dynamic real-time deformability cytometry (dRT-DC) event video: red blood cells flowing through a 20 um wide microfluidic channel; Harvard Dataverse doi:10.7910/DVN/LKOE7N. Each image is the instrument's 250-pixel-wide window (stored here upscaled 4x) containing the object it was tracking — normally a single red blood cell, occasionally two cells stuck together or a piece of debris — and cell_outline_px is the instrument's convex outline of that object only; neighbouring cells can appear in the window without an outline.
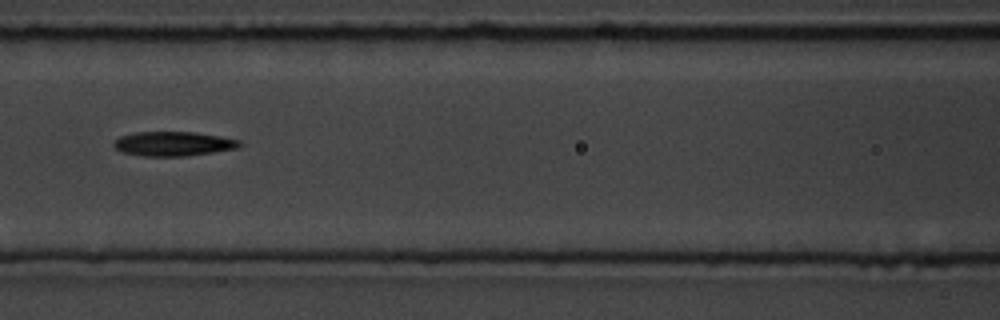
{"species": "common noctule bat (a hibernating species)", "species_latin": "Nyctalus noctula", "temperature_condition": "room temperature", "stored_images_in_passage": 14, "camera_frame_rate_fps": 3000, "um_per_image_px": 0.085, "animal": {"sex": "male", "body_mass_g": 19.5, "forearm_length_mm": 54.6}, "frame": {"image": 1, "passage_image": 7, "time_ms": 7.0, "image_size_px": [1000, 320], "cell_outline_px": [[244, 144], [236, 148], [212, 152], [184, 156], [144, 156], [120, 152], [112, 144], [120, 136], [136, 132], [196, 132], [220, 136], [240, 140]], "centroid_in_image_um": [14.73, 12.21], "position_along_channel_um": 151.9, "area_um2": 17.86}}